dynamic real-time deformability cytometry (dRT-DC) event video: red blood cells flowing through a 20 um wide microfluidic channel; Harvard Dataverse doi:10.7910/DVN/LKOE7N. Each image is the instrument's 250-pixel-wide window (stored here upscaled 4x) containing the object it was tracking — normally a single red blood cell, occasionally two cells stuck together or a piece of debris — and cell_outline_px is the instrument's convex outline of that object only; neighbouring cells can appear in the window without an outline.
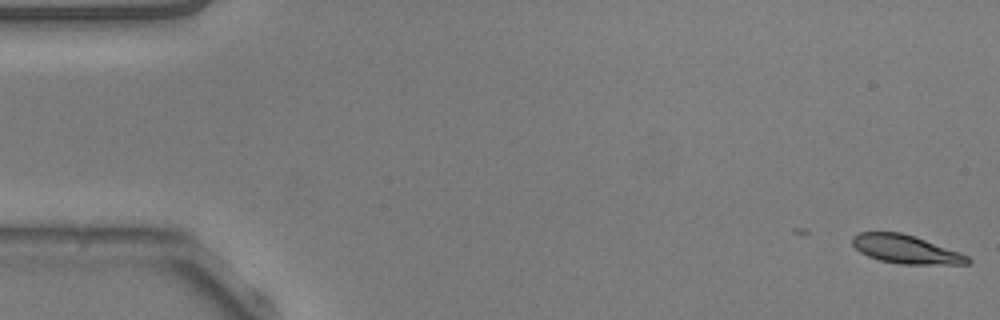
{"species": "common noctule bat (a hibernating species)", "species_latin": "Nyctalus noctula", "temperature_condition": "warm", "stored_images_in_passage": 4, "camera_frame_rate_fps": 3000, "um_per_image_px": 0.085, "animal": {"sex": "male", "body_mass_g": 20.5, "forearm_length_mm": 52.5}, "frame": {"image": 1, "passage_image": 4, "time_ms": 1.0, "image_size_px": [1000, 320], "cell_outline_px": [[972, 260], [968, 264], [900, 264], [880, 260], [868, 256], [860, 252], [852, 244], [852, 236], [860, 232], [900, 232], [960, 252], [968, 256]], "centroid_in_image_um": [76.98, 21.19], "position_along_channel_um": 8.0, "area_um2": 18.9}}